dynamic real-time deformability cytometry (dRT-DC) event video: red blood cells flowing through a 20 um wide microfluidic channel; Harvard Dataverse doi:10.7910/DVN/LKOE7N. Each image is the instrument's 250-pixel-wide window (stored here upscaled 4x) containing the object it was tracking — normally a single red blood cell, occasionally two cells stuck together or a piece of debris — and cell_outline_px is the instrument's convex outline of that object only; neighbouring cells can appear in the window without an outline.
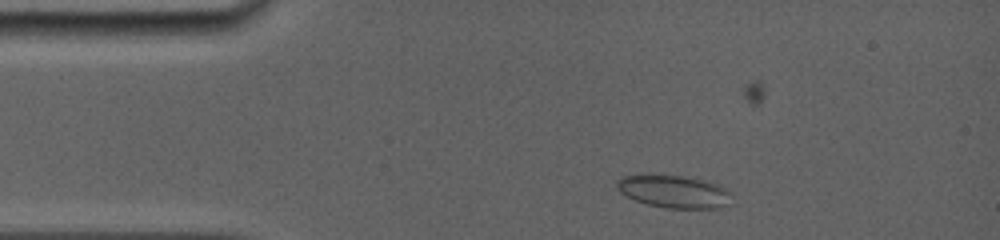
{"species": "common noctule bat (a hibernating species)", "species_latin": "Nyctalus noctula", "temperature_condition": "room temperature", "stored_images_in_passage": 5, "camera_frame_rate_fps": 5000, "um_per_image_px": 0.085, "animal": {"sex": "female", "body_mass_g": 19.0, "forearm_length_mm": 56.7}, "frame": {"image": 1, "passage_image": 2, "time_ms": 0.6, "image_size_px": [1000, 240], "cell_outline_px": [[732, 192], [724, 204], [716, 208], [668, 208], [648, 204], [636, 200], [620, 192], [616, 188], [616, 180], [620, 176], [640, 172], [684, 176], [704, 180], [720, 184]], "centroid_in_image_um": [57.18, 16.21], "position_along_channel_um": 27.8, "area_um2": 22.25}}
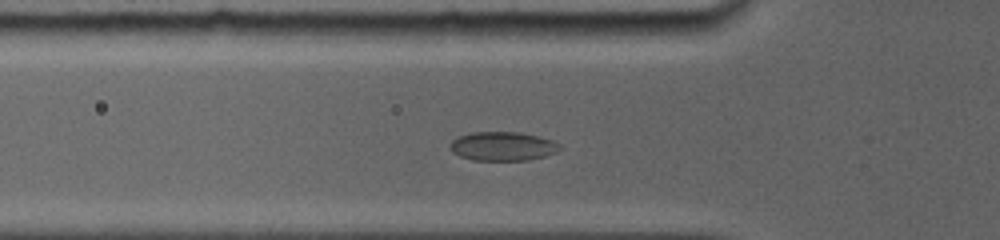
{"frame": {"image": 2, "passage_image": 5, "time_ms": 3.2, "image_size_px": [1000, 240], "cell_outline_px": [[560, 148], [556, 152], [544, 156], [528, 160], [472, 160], [460, 156], [452, 152], [448, 148], [448, 144], [456, 136], [468, 132], [520, 132], [552, 140], [560, 144]], "centroid_in_image_um": [42.65, 12.42], "position_along_channel_um": 83.1, "area_um2": 18.67}}